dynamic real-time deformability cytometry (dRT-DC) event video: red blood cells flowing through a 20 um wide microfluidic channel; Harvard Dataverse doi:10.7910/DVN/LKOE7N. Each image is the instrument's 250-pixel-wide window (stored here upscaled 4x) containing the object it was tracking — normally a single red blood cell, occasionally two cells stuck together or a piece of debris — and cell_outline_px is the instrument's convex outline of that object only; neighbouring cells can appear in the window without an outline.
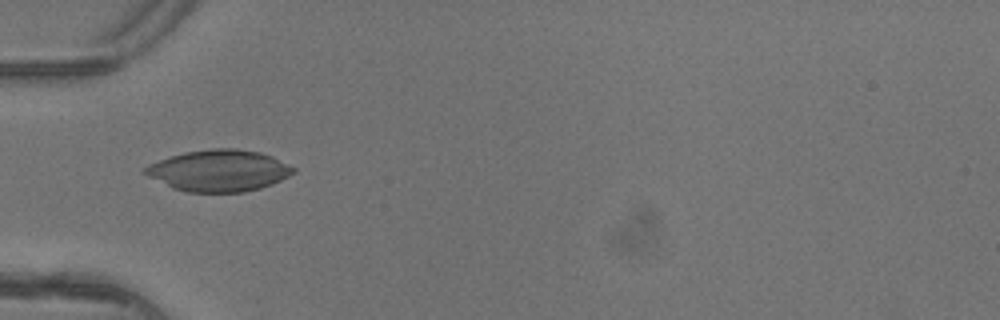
{"species": "common noctule bat (a hibernating species)", "species_latin": "Nyctalus noctula", "temperature_condition": "warm", "stored_images_in_passage": 6, "camera_frame_rate_fps": 3000, "um_per_image_px": 0.085, "animal": {"sex": "female"}, "frame": {"image": 1, "passage_image": 5, "time_ms": 1.333, "image_size_px": [1000, 320], "cell_outline_px": [[296, 172], [272, 184], [260, 188], [244, 192], [188, 192], [172, 188], [148, 176], [144, 172], [144, 168], [148, 164], [184, 152], [212, 148], [236, 148], [260, 152], [272, 156], [296, 168]], "centroid_in_image_um": [18.63, 14.5], "position_along_channel_um": 66.4, "area_um2": 35.84}}
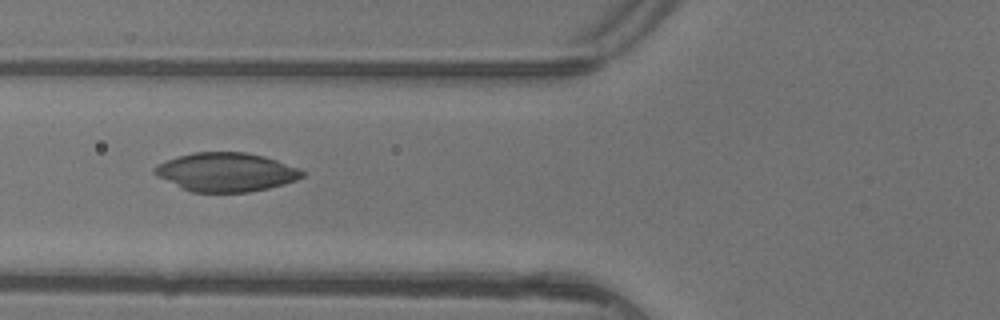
{"frame": {"image": 2, "passage_image": 6, "time_ms": 1.667, "image_size_px": [1000, 320], "cell_outline_px": [[304, 176], [296, 180], [284, 184], [268, 188], [248, 192], [192, 192], [156, 176], [152, 172], [152, 168], [168, 160], [192, 152], [244, 152], [264, 156], [300, 168], [304, 172]], "centroid_in_image_um": [19.23, 14.63], "position_along_channel_um": 106.6, "area_um2": 33.18}}